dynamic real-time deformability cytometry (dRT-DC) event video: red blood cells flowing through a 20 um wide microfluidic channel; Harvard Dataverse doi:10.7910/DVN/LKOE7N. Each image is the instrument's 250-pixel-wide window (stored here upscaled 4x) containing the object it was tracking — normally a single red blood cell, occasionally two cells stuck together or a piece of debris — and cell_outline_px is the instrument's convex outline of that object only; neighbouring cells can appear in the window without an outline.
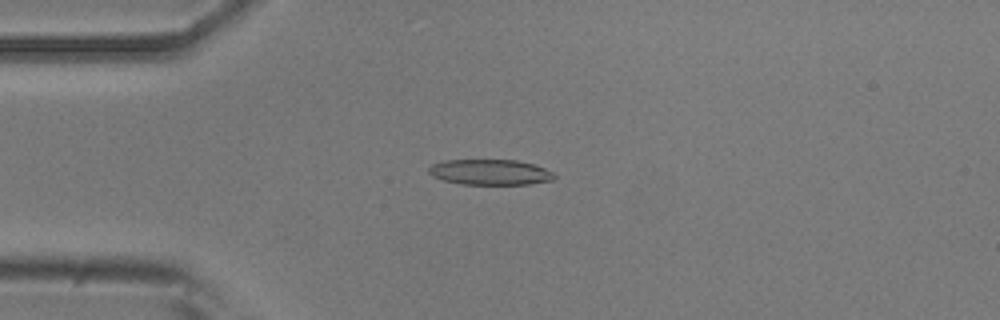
{"species": "common noctule bat (a hibernating species)", "species_latin": "Nyctalus noctula", "temperature_condition": "room temperature", "stored_images_in_passage": 53, "camera_frame_rate_fps": 3000, "um_per_image_px": 0.085, "animal": {"sex": "male", "body_mass_g": 20.5, "forearm_length_mm": 52.5}, "frame": {"image": 1, "passage_image": 13, "time_ms": 4.0, "image_size_px": [1000, 320], "cell_outline_px": [[556, 176], [552, 180], [528, 184], [460, 184], [444, 180], [432, 176], [428, 172], [428, 168], [432, 164], [444, 160], [516, 160], [532, 164], [556, 172]], "centroid_in_image_um": [41.66, 14.63], "position_along_channel_um": 43.3, "area_um2": 18.67}}
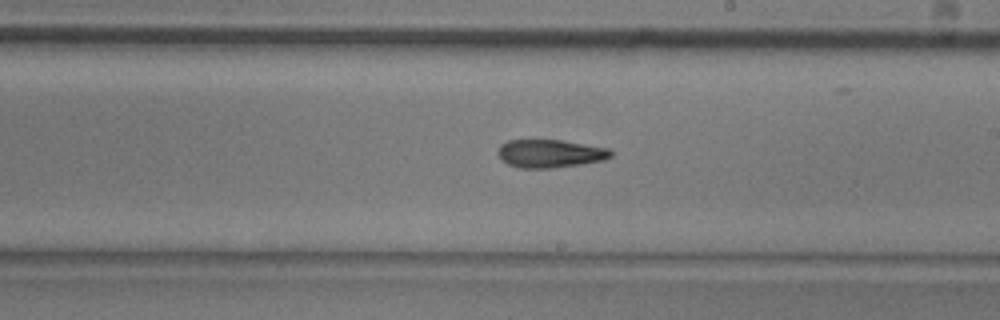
{"frame": {"image": 2, "passage_image": 30, "time_ms": 9.667, "image_size_px": [1000, 320], "cell_outline_px": [[612, 156], [604, 160], [580, 164], [552, 168], [520, 168], [508, 164], [496, 152], [500, 144], [508, 140], [560, 140], [608, 148], [612, 152]], "centroid_in_image_um": [46.74, 13.05], "position_along_channel_um": 242.3, "area_um2": 18.38}}
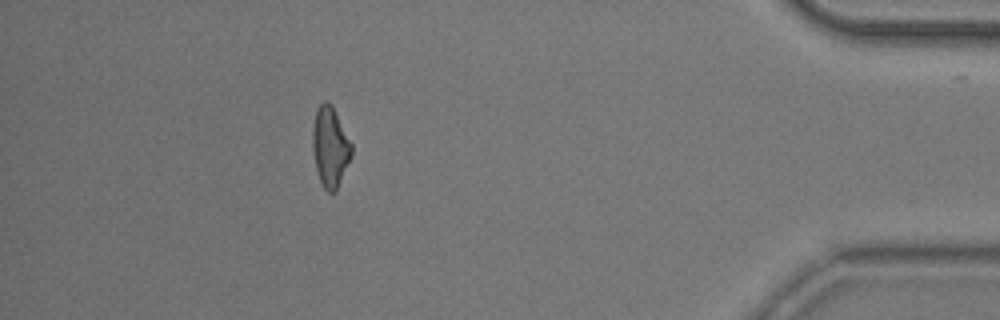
{"frame": {"image": 3, "passage_image": 47, "time_ms": 15.333, "image_size_px": [1000, 320], "cell_outline_px": [[352, 156], [336, 192], [328, 192], [324, 188], [320, 180], [316, 168], [312, 148], [312, 128], [316, 108], [324, 100], [328, 100], [332, 104], [352, 144]], "centroid_in_image_um": [28.06, 12.45], "position_along_channel_um": 407.1, "area_um2": 18.44}, "authors_computed_cell_mechanics": {"area_um2": 18.7272, "velocity_mm_per_s": 3.8216, "shape_relaxation_time_tau1_ms": null, "shape_relaxation_time_tau2_ms": 10.298, "deformation_change_tau1": null, "deformation_change_tau2": 0.2477}}